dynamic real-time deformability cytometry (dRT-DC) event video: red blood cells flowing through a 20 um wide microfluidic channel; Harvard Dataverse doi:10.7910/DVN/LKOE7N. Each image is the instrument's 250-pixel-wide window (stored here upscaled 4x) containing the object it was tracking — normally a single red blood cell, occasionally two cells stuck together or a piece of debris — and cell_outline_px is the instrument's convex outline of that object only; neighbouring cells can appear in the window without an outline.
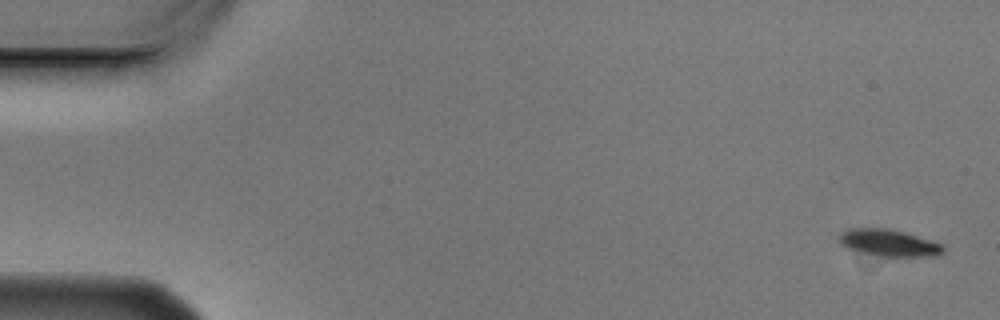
{"species": "Egyptian fruit bat (a non-hibernating species)", "species_latin": "Rousettus aegyptiacus", "temperature_condition": "cold", "stored_images_in_passage": 5, "camera_frame_rate_fps": 3000, "um_per_image_px": 0.085, "animal": {"sex": "male"}, "frame": {"image": 1, "passage_image": 1, "time_ms": 0.0, "image_size_px": [1000, 320], "cell_outline_px": [[944, 252], [936, 256], [880, 256], [848, 248], [840, 244], [840, 232], [852, 228], [888, 228], [904, 232], [944, 244]], "centroid_in_image_um": [75.59, 20.63], "position_along_channel_um": 9.4, "area_um2": 16.13}}